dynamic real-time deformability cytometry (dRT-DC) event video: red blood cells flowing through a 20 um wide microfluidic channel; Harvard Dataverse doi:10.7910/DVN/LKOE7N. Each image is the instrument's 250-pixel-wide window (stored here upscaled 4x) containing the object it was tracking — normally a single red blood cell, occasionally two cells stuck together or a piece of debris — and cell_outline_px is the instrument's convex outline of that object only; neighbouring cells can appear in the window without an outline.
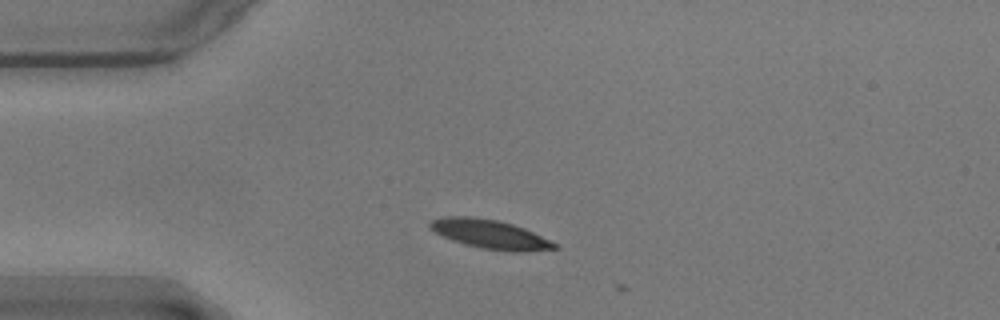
{"species": "common noctule bat (a hibernating species)", "species_latin": "Nyctalus noctula", "temperature_condition": "warm", "stored_images_in_passage": 3, "camera_frame_rate_fps": 3000, "um_per_image_px": 0.085, "animal": {"sex": "male", "body_mass_g": 17.9}, "frame": {"image": 1, "passage_image": 1, "time_ms": 0.0, "image_size_px": [1000, 320], "cell_outline_px": [[560, 248], [528, 252], [512, 252], [480, 248], [464, 244], [452, 240], [436, 232], [428, 224], [432, 220], [444, 216], [472, 216], [496, 220], [512, 224], [524, 228], [556, 244]], "centroid_in_image_um": [41.66, 19.92], "position_along_channel_um": 43.3, "area_um2": 20.87}}